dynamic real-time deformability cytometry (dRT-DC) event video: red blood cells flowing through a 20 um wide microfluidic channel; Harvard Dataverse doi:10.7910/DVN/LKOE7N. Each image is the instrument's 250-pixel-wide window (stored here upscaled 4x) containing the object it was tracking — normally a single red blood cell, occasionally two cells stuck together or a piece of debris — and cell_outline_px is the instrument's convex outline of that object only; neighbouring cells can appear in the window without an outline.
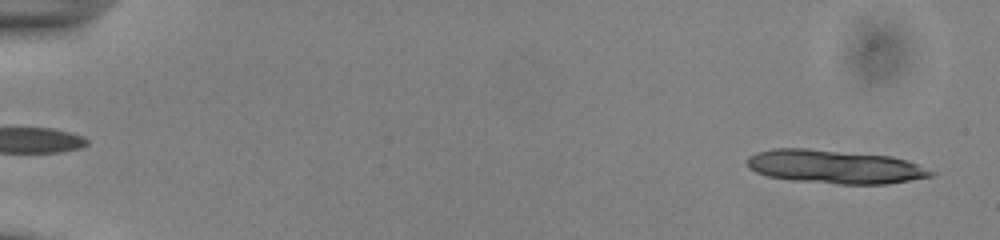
{"species": "common noctule bat (a hibernating species)", "species_latin": "Nyctalus noctula", "temperature_condition": "cold", "stored_images_in_passage": 14, "camera_frame_rate_fps": 3000, "um_per_image_px": 0.085, "animal": {"sex": "male", "body_mass_g": 13.0, "forearm_length_mm": 53.1}, "frame": {"image": 1, "passage_image": 2, "time_ms": 0.333, "image_size_px": [1000, 240], "cell_outline_px": [[936, 172], [932, 176], [888, 184], [840, 184], [792, 180], [768, 176], [756, 172], [748, 168], [748, 156], [756, 152], [772, 148], [808, 148], [892, 156], [916, 164]], "centroid_in_image_um": [70.93, 14.16], "position_along_channel_um": 14.1, "area_um2": 35.95}}